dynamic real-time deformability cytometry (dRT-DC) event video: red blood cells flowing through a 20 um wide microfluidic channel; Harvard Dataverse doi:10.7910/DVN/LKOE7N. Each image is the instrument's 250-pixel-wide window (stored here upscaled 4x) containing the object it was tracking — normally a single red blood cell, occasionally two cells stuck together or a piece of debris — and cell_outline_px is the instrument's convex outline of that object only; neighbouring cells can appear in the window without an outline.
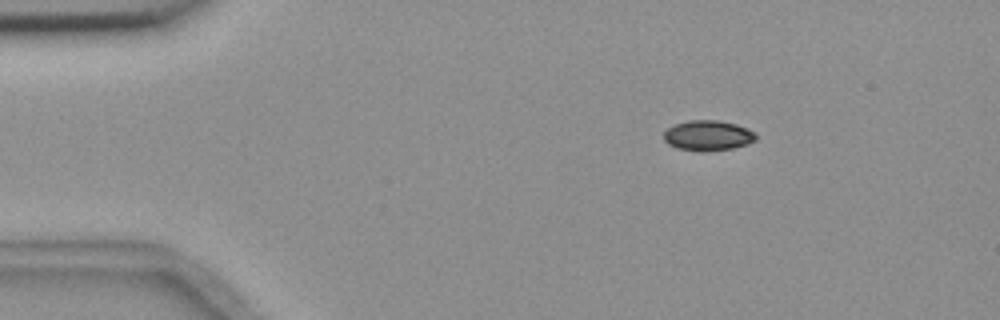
{"species": "common noctule bat (a hibernating species)", "species_latin": "Nyctalus noctula", "temperature_condition": "room temperature", "stored_images_in_passage": 3, "camera_frame_rate_fps": 3000, "um_per_image_px": 0.085, "animal": {"sex": "female", "body_mass_g": 18.4}, "frame": {"image": 1, "passage_image": 2, "time_ms": 1.0, "image_size_px": [1000, 320], "cell_outline_px": [[756, 140], [748, 144], [732, 148], [704, 152], [700, 152], [676, 148], [668, 144], [664, 140], [664, 132], [668, 128], [676, 124], [688, 120], [716, 120], [736, 124], [748, 128], [756, 132]], "centroid_in_image_um": [60.19, 11.53], "position_along_channel_um": 24.8, "area_um2": 16.42}}